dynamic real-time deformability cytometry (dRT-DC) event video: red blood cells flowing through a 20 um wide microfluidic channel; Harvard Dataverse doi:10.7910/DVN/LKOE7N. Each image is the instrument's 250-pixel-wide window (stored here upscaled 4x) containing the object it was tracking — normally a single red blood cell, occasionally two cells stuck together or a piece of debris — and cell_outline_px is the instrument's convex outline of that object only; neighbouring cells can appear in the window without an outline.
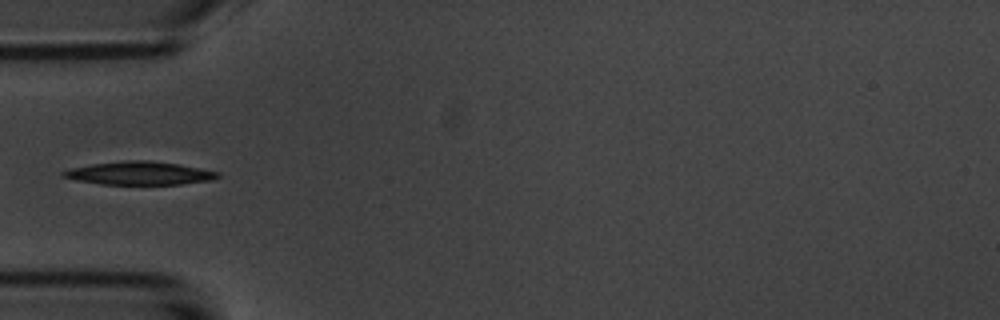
{"species": "common noctule bat (a hibernating species)", "species_latin": "Nyctalus noctula", "temperature_condition": "room temperature", "stored_images_in_passage": 38, "camera_frame_rate_fps": 3000, "um_per_image_px": 0.085, "animal": {"sex": "male", "body_mass_g": 20.1, "forearm_length_mm": 53.5}, "frame": {"image": 1, "passage_image": 1, "time_ms": 0.0, "image_size_px": [1000, 320], "cell_outline_px": [[220, 176], [212, 180], [180, 184], [100, 184], [76, 180], [60, 176], [60, 172], [72, 168], [92, 164], [128, 160], [148, 160], [180, 164], [220, 172]], "centroid_in_image_um": [11.86, 14.72], "position_along_channel_um": 73.1, "area_um2": 20.87}}
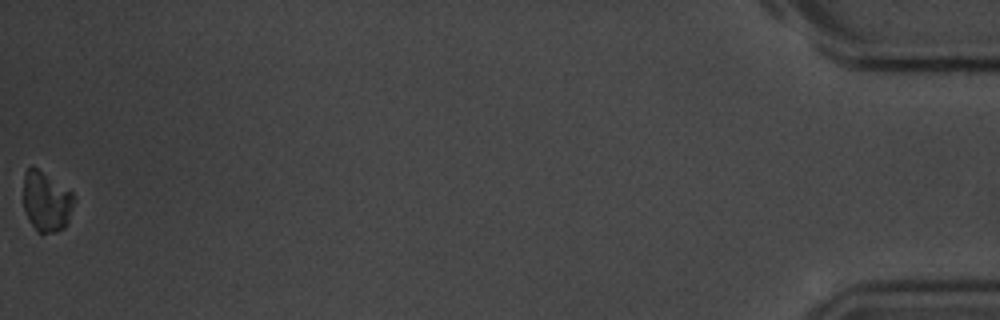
{"frame": {"image": 2, "passage_image": 38, "time_ms": 12.333, "image_size_px": [1000, 320], "cell_outline_px": [[76, 200], [68, 224], [64, 228], [56, 232], [40, 236], [36, 232], [28, 220], [24, 208], [24, 172], [32, 164], [72, 192]], "centroid_in_image_um": [3.95, 17.18], "position_along_channel_um": 431.3, "area_um2": 18.32}}